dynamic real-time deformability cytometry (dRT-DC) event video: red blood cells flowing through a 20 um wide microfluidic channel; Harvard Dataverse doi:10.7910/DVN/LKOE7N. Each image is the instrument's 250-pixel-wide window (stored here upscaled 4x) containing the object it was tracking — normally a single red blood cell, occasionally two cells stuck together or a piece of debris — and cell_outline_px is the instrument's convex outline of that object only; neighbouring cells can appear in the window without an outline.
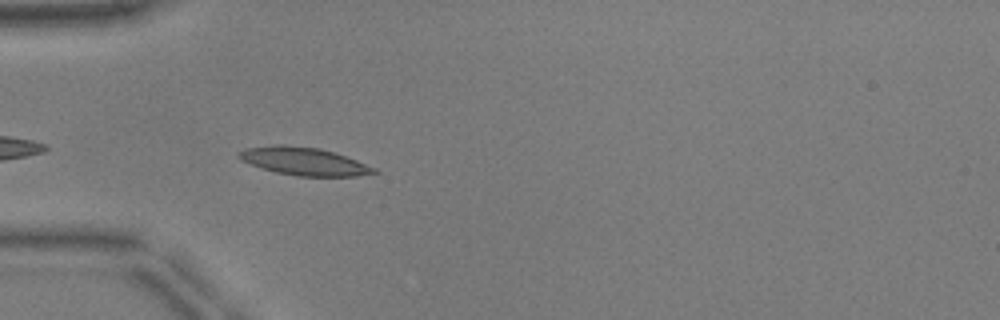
{"species": "common noctule bat (a hibernating species)", "species_latin": "Nyctalus noctula", "temperature_condition": "warm", "stored_images_in_passage": 12, "camera_frame_rate_fps": 3000, "um_per_image_px": 0.085, "animal": {"sex": "male", "body_mass_g": 17.9, "forearm_length_mm": 54.2}, "frame": {"image": 1, "passage_image": 3, "time_ms": 0.667, "image_size_px": [1000, 320], "cell_outline_px": [[380, 172], [356, 176], [296, 176], [276, 172], [240, 160], [236, 156], [236, 152], [244, 148], [276, 144], [284, 144], [320, 148], [356, 160], [376, 168]], "centroid_in_image_um": [25.79, 13.7], "position_along_channel_um": 59.2, "area_um2": 21.96}}